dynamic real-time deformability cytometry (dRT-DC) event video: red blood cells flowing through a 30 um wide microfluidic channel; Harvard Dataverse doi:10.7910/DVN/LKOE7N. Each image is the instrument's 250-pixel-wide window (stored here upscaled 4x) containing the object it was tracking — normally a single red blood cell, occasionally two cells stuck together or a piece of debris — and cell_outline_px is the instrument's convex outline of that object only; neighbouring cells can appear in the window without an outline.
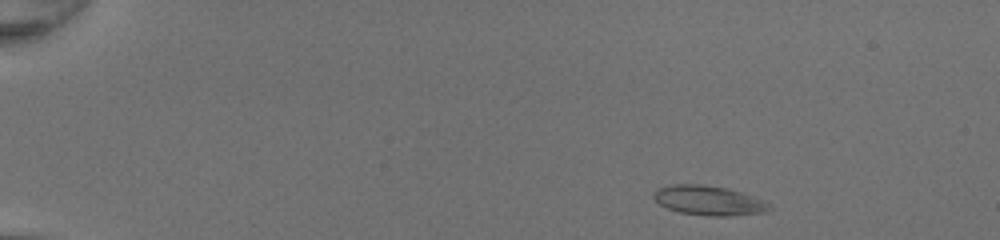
{"species": "common noctule bat (a hibernating species)", "species_latin": "Nyctalus noctula", "temperature_condition": "room temperature", "stored_images_in_passage": 45, "camera_frame_rate_fps": 3000, "um_per_image_px": 0.085, "animal": {"sex": "female", "body_mass_g": 20.0, "forearm_length_mm": 54.0}, "frame": {"image": 1, "passage_image": 2, "time_ms": 0.333, "image_size_px": [1000, 240], "cell_outline_px": [[772, 208], [764, 212], [728, 216], [708, 216], [680, 212], [668, 208], [660, 204], [652, 196], [660, 188], [672, 184], [696, 184], [724, 188], [740, 192], [760, 200], [768, 204]], "centroid_in_image_um": [60.21, 17.05], "position_along_channel_um": 24.8, "area_um2": 19.31}}
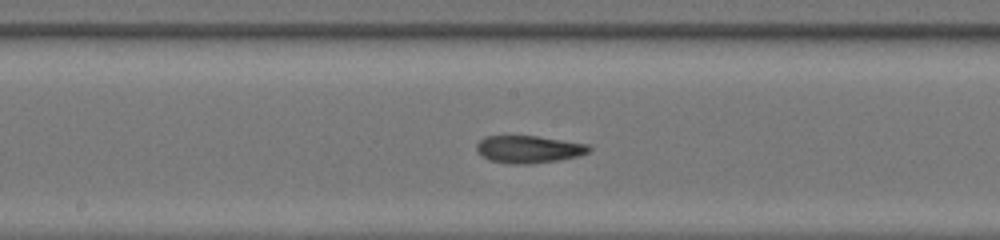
{"frame": {"image": 2, "passage_image": 23, "time_ms": 7.333, "image_size_px": [1000, 240], "cell_outline_px": [[592, 148], [588, 152], [576, 156], [556, 160], [528, 164], [516, 164], [492, 160], [484, 156], [476, 148], [476, 144], [480, 140], [488, 136], [536, 136], [588, 144]], "centroid_in_image_um": [44.96, 12.67], "position_along_channel_um": 203.2, "area_um2": 17.46}}
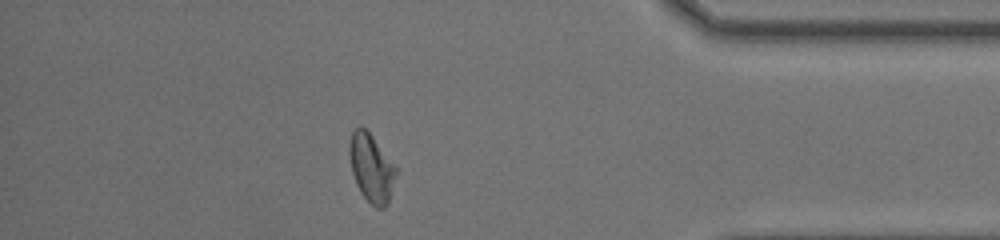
{"frame": {"image": 3, "passage_image": 39, "time_ms": 12.667, "image_size_px": [1000, 240], "cell_outline_px": [[396, 176], [388, 204], [384, 208], [376, 208], [360, 192], [356, 184], [352, 172], [348, 152], [348, 148], [352, 132], [356, 128], [364, 128], [372, 136], [396, 168]], "centroid_in_image_um": [31.55, 14.31], "position_along_channel_um": 403.6, "area_um2": 18.15}, "authors_computed_cell_mechanics": {"area_um2": 18.207, "velocity_mm_per_s": 4.2501, "shape_relaxation_time_tau1_ms": 5.6186, "shape_relaxation_time_tau2_ms": 2.3116, "deformation_change_tau1": 0.1956, "deformation_change_tau2": 0.0684}}